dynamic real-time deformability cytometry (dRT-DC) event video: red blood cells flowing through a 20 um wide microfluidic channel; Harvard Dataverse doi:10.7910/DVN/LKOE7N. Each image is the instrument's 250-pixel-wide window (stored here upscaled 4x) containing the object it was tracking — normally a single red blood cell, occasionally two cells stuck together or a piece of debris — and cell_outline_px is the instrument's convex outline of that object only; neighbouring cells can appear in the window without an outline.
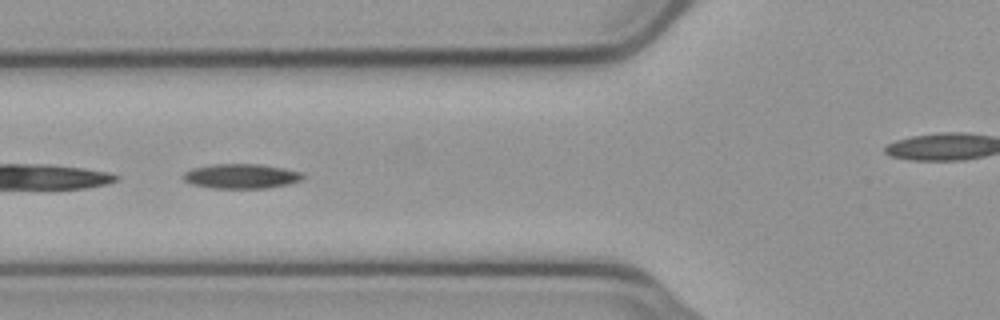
{"species": "common noctule bat (a hibernating species)", "species_latin": "Nyctalus noctula", "temperature_condition": "cold", "stored_images_in_passage": 40, "camera_frame_rate_fps": 3000, "um_per_image_px": 0.085, "animal": {"sex": "male", "body_mass_g": 23.1, "forearm_length_mm": 52.7}, "frame": {"image": 1, "passage_image": 7, "time_ms": 2.0, "image_size_px": [1000, 320], "cell_outline_px": [[304, 176], [300, 180], [288, 184], [264, 188], [212, 188], [192, 184], [184, 180], [180, 176], [184, 172], [192, 168], [216, 164], [256, 164], [284, 168], [300, 172]], "centroid_in_image_um": [20.45, 14.97], "position_along_channel_um": 105.4, "area_um2": 17.05}}